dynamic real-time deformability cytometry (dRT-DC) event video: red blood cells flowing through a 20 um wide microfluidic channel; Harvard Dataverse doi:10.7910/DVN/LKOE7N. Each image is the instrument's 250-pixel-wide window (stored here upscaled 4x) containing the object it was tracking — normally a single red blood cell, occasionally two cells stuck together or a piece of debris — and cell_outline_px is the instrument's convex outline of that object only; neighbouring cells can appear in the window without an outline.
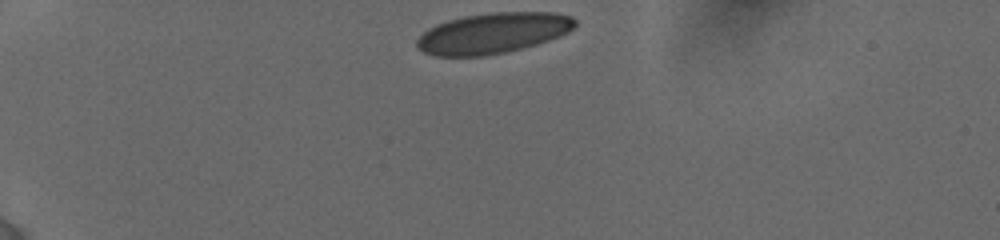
{"species": "human", "species_latin": "Homo sapiens", "temperature_condition": "cold", "stored_images_in_passage": 32, "camera_frame_rate_fps": 3000, "um_per_image_px": 0.085, "donor": {"sex": "female"}, "frame": {"image": 1, "passage_image": 1, "time_ms": 0.0, "image_size_px": [1000, 240], "cell_outline_px": [[576, 24], [568, 32], [560, 36], [536, 44], [504, 52], [484, 56], [432, 56], [416, 48], [416, 40], [428, 28], [436, 24], [448, 20], [464, 16], [496, 12], [556, 12], [572, 16], [576, 20]], "centroid_in_image_um": [41.88, 2.81], "position_along_channel_um": 43.1, "area_um2": 37.45}}
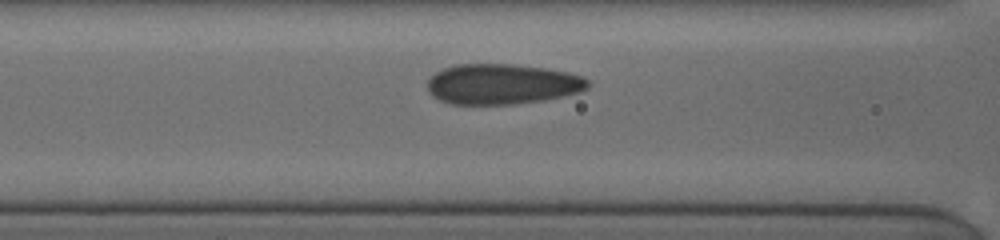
{"frame": {"image": 2, "passage_image": 21, "time_ms": 3.667, "image_size_px": [1000, 240], "cell_outline_px": [[588, 88], [580, 92], [564, 96], [544, 100], [512, 104], [448, 104], [432, 96], [428, 92], [428, 80], [436, 72], [444, 68], [456, 64], [512, 64], [544, 68], [568, 72], [580, 76], [588, 80]], "centroid_in_image_um": [42.67, 7.15], "position_along_channel_um": 123.9, "area_um2": 37.8}}
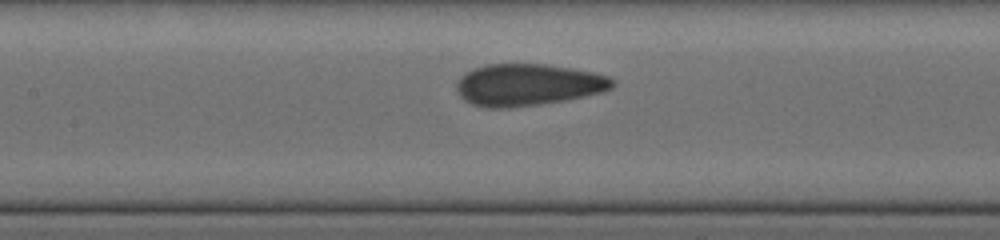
{"frame": {"image": 3, "passage_image": 27, "time_ms": 4.667, "image_size_px": [1000, 240], "cell_outline_px": [[616, 84], [612, 88], [604, 92], [564, 100], [540, 104], [508, 108], [492, 108], [472, 104], [464, 100], [456, 92], [456, 84], [460, 76], [464, 72], [488, 64], [548, 64], [572, 68], [592, 72], [608, 76], [616, 80]], "centroid_in_image_um": [44.88, 7.2], "position_along_channel_um": 162.5, "area_um2": 38.26}}